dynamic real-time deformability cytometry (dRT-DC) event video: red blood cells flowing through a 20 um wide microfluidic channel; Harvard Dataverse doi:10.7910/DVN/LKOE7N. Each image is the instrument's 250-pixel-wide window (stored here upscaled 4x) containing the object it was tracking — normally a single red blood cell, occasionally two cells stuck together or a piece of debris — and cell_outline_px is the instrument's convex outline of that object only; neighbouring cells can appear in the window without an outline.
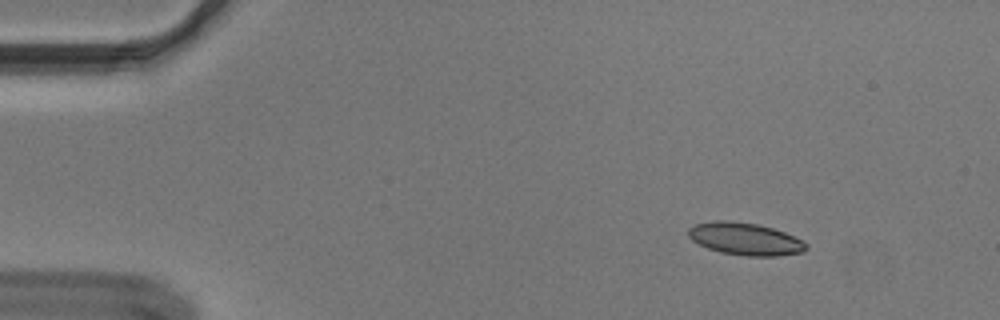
{"species": "Egyptian fruit bat (a non-hibernating species)", "species_latin": "Rousettus aegyptiacus", "temperature_condition": "cold", "stored_images_in_passage": 19, "camera_frame_rate_fps": 3000, "um_per_image_px": 0.085, "animal": {"sex": "male"}, "frame": {"image": 1, "passage_image": 1, "time_ms": 0.0, "image_size_px": [1000, 320], "cell_outline_px": [[808, 248], [804, 252], [776, 256], [748, 256], [720, 252], [708, 248], [692, 240], [688, 236], [688, 228], [692, 224], [712, 220], [728, 220], [756, 224], [772, 228], [784, 232], [808, 244]], "centroid_in_image_um": [63.3, 20.3], "position_along_channel_um": 21.7, "area_um2": 22.25}}
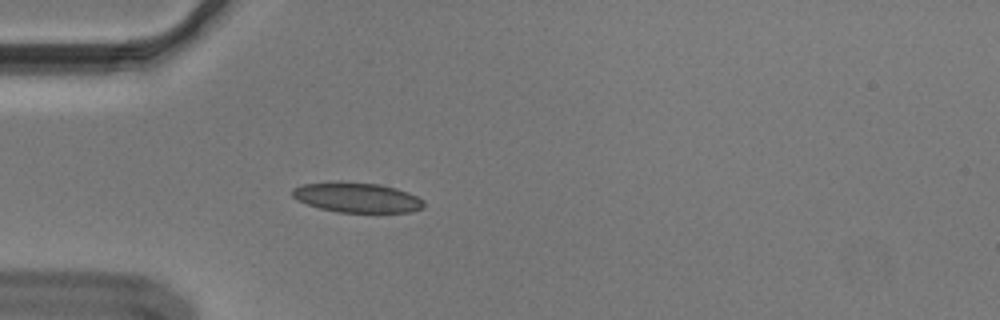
{"frame": {"image": 2, "passage_image": 10, "time_ms": 3.0, "image_size_px": [1000, 320], "cell_outline_px": [[424, 208], [412, 212], [336, 212], [320, 208], [296, 200], [292, 196], [292, 188], [304, 184], [336, 180], [340, 180], [380, 184], [396, 188], [408, 192], [424, 200]], "centroid_in_image_um": [30.33, 16.77], "position_along_channel_um": 54.7, "area_um2": 23.35}}
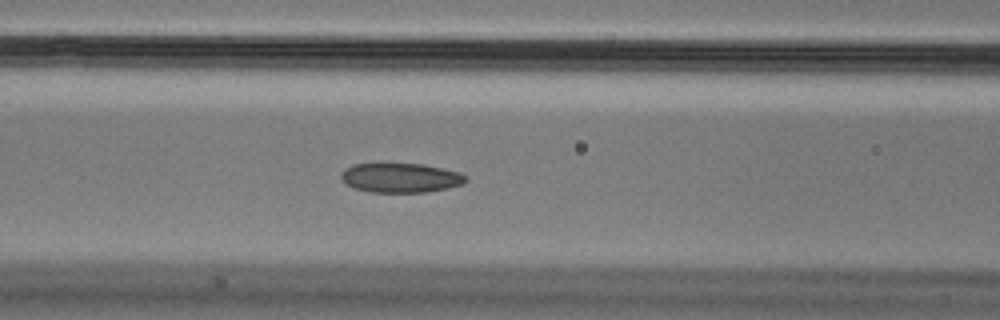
{"frame": {"image": 3, "passage_image": 17, "time_ms": 5.333, "image_size_px": [1000, 320], "cell_outline_px": [[468, 180], [464, 184], [448, 188], [424, 192], [368, 192], [352, 188], [340, 176], [344, 168], [352, 164], [424, 164], [460, 172], [468, 176]], "centroid_in_image_um": [34.08, 15.11], "position_along_channel_um": 132.5, "area_um2": 21.5}}